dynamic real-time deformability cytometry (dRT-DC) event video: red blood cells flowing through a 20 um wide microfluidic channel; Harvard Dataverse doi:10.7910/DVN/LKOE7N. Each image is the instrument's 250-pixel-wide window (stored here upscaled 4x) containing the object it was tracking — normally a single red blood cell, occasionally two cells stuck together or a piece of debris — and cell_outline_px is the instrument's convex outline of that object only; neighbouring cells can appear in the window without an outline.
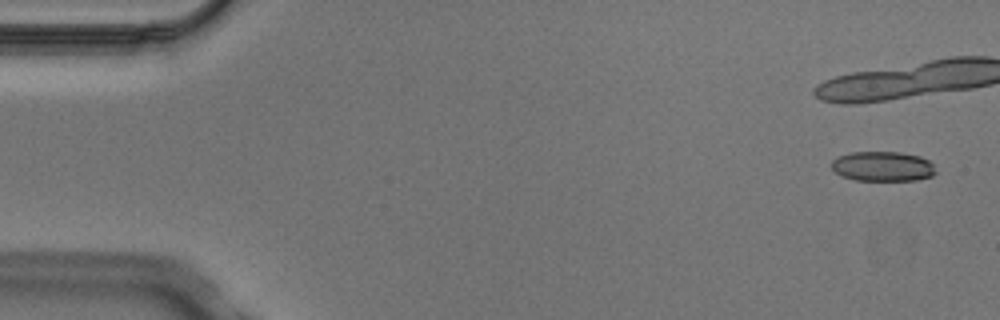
{"species": "Egyptian fruit bat (a non-hibernating species)", "species_latin": "Rousettus aegyptiacus", "temperature_condition": "cold", "stored_images_in_passage": 6, "camera_frame_rate_fps": 3000, "um_per_image_px": 0.085, "animal": {"sex": "male"}, "frame": {"image": 1, "passage_image": 1, "time_ms": 0.0, "image_size_px": [1000, 320], "cell_outline_px": [[936, 172], [932, 176], [916, 180], [856, 180], [840, 176], [832, 168], [832, 160], [836, 156], [852, 152], [900, 152], [920, 156], [928, 160], [932, 164]], "centroid_in_image_um": [75.01, 14.13], "position_along_channel_um": 10.0, "area_um2": 18.15}}